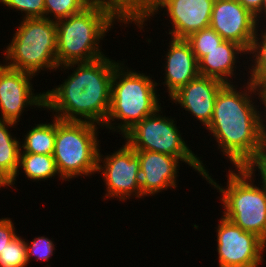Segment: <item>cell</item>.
<instances>
[{"mask_svg": "<svg viewBox=\"0 0 266 267\" xmlns=\"http://www.w3.org/2000/svg\"><path fill=\"white\" fill-rule=\"evenodd\" d=\"M237 89L233 84H225L219 90L211 122L206 127L233 168L245 167L266 142L265 91L248 80L246 90ZM252 93L259 95L264 105L263 116L251 99Z\"/></svg>", "mask_w": 266, "mask_h": 267, "instance_id": "obj_1", "label": "cell"}, {"mask_svg": "<svg viewBox=\"0 0 266 267\" xmlns=\"http://www.w3.org/2000/svg\"><path fill=\"white\" fill-rule=\"evenodd\" d=\"M120 63L103 56L59 66L57 69L61 70L78 67L61 85L43 92L44 110L54 111V117L60 120L86 121L104 127L111 104V82Z\"/></svg>", "mask_w": 266, "mask_h": 267, "instance_id": "obj_2", "label": "cell"}, {"mask_svg": "<svg viewBox=\"0 0 266 267\" xmlns=\"http://www.w3.org/2000/svg\"><path fill=\"white\" fill-rule=\"evenodd\" d=\"M156 86L158 84L152 77L129 70L121 62L114 70L110 110L104 126L114 132H121L123 137L146 116L155 113L161 108ZM115 119L121 122L114 123Z\"/></svg>", "mask_w": 266, "mask_h": 267, "instance_id": "obj_3", "label": "cell"}, {"mask_svg": "<svg viewBox=\"0 0 266 267\" xmlns=\"http://www.w3.org/2000/svg\"><path fill=\"white\" fill-rule=\"evenodd\" d=\"M117 19L107 10L91 3L80 13L56 21L58 66L89 62L105 56L99 42Z\"/></svg>", "mask_w": 266, "mask_h": 267, "instance_id": "obj_4", "label": "cell"}, {"mask_svg": "<svg viewBox=\"0 0 266 267\" xmlns=\"http://www.w3.org/2000/svg\"><path fill=\"white\" fill-rule=\"evenodd\" d=\"M232 170L229 169L226 175L227 188L216 183L209 171L205 174V180L222 195V216L243 231L256 234L266 243V188L253 184L255 177L245 167Z\"/></svg>", "mask_w": 266, "mask_h": 267, "instance_id": "obj_5", "label": "cell"}, {"mask_svg": "<svg viewBox=\"0 0 266 267\" xmlns=\"http://www.w3.org/2000/svg\"><path fill=\"white\" fill-rule=\"evenodd\" d=\"M4 52V64L9 68L33 76L44 69L57 70L56 22L44 17L22 19Z\"/></svg>", "mask_w": 266, "mask_h": 267, "instance_id": "obj_6", "label": "cell"}, {"mask_svg": "<svg viewBox=\"0 0 266 267\" xmlns=\"http://www.w3.org/2000/svg\"><path fill=\"white\" fill-rule=\"evenodd\" d=\"M97 129V124L91 122L56 118L53 157L65 181L97 172L100 152Z\"/></svg>", "mask_w": 266, "mask_h": 267, "instance_id": "obj_7", "label": "cell"}, {"mask_svg": "<svg viewBox=\"0 0 266 267\" xmlns=\"http://www.w3.org/2000/svg\"><path fill=\"white\" fill-rule=\"evenodd\" d=\"M162 107L130 129L123 138L135 151H152L179 158L204 178L208 171L203 161L187 146L172 117L160 115Z\"/></svg>", "mask_w": 266, "mask_h": 267, "instance_id": "obj_8", "label": "cell"}, {"mask_svg": "<svg viewBox=\"0 0 266 267\" xmlns=\"http://www.w3.org/2000/svg\"><path fill=\"white\" fill-rule=\"evenodd\" d=\"M99 152L97 173H102L106 186L105 198H119L125 201L132 196L142 198L140 187V160L126 142L122 147L111 155ZM102 157V158H101ZM101 163H103L101 165Z\"/></svg>", "mask_w": 266, "mask_h": 267, "instance_id": "obj_9", "label": "cell"}, {"mask_svg": "<svg viewBox=\"0 0 266 267\" xmlns=\"http://www.w3.org/2000/svg\"><path fill=\"white\" fill-rule=\"evenodd\" d=\"M217 230L219 267H259L266 243L221 216Z\"/></svg>", "mask_w": 266, "mask_h": 267, "instance_id": "obj_10", "label": "cell"}, {"mask_svg": "<svg viewBox=\"0 0 266 267\" xmlns=\"http://www.w3.org/2000/svg\"><path fill=\"white\" fill-rule=\"evenodd\" d=\"M29 73L0 64V120L18 123L26 107H44V93H33ZM24 110V111H23Z\"/></svg>", "mask_w": 266, "mask_h": 267, "instance_id": "obj_11", "label": "cell"}, {"mask_svg": "<svg viewBox=\"0 0 266 267\" xmlns=\"http://www.w3.org/2000/svg\"><path fill=\"white\" fill-rule=\"evenodd\" d=\"M209 26L247 52L259 30L255 16L237 0H215Z\"/></svg>", "mask_w": 266, "mask_h": 267, "instance_id": "obj_12", "label": "cell"}, {"mask_svg": "<svg viewBox=\"0 0 266 267\" xmlns=\"http://www.w3.org/2000/svg\"><path fill=\"white\" fill-rule=\"evenodd\" d=\"M215 0H155L151 16L165 8L166 15L172 21V38L186 39L194 32L209 27Z\"/></svg>", "mask_w": 266, "mask_h": 267, "instance_id": "obj_13", "label": "cell"}, {"mask_svg": "<svg viewBox=\"0 0 266 267\" xmlns=\"http://www.w3.org/2000/svg\"><path fill=\"white\" fill-rule=\"evenodd\" d=\"M140 160V187L142 197L155 195L162 190L176 188L179 158L152 151H135Z\"/></svg>", "mask_w": 266, "mask_h": 267, "instance_id": "obj_14", "label": "cell"}, {"mask_svg": "<svg viewBox=\"0 0 266 267\" xmlns=\"http://www.w3.org/2000/svg\"><path fill=\"white\" fill-rule=\"evenodd\" d=\"M224 85L217 79L199 75L181 87L170 99L207 127L211 122L216 96Z\"/></svg>", "mask_w": 266, "mask_h": 267, "instance_id": "obj_15", "label": "cell"}, {"mask_svg": "<svg viewBox=\"0 0 266 267\" xmlns=\"http://www.w3.org/2000/svg\"><path fill=\"white\" fill-rule=\"evenodd\" d=\"M170 40L168 52L165 54L167 61L164 65L166 67L163 82L167 87L166 92L169 93V97L200 75L198 61L190 44L185 39L171 37Z\"/></svg>", "mask_w": 266, "mask_h": 267, "instance_id": "obj_16", "label": "cell"}, {"mask_svg": "<svg viewBox=\"0 0 266 267\" xmlns=\"http://www.w3.org/2000/svg\"><path fill=\"white\" fill-rule=\"evenodd\" d=\"M246 54L247 51L239 44L232 41H223L208 54L198 61V71L201 76L217 79L224 84H232L231 77L236 78L234 69H237V55ZM243 53V54H242ZM237 54V55H236ZM230 78V80H229Z\"/></svg>", "mask_w": 266, "mask_h": 267, "instance_id": "obj_17", "label": "cell"}, {"mask_svg": "<svg viewBox=\"0 0 266 267\" xmlns=\"http://www.w3.org/2000/svg\"><path fill=\"white\" fill-rule=\"evenodd\" d=\"M92 3L107 9L116 19V22L136 24L140 32L153 10L155 0H92Z\"/></svg>", "mask_w": 266, "mask_h": 267, "instance_id": "obj_18", "label": "cell"}, {"mask_svg": "<svg viewBox=\"0 0 266 267\" xmlns=\"http://www.w3.org/2000/svg\"><path fill=\"white\" fill-rule=\"evenodd\" d=\"M20 168H22L28 180L45 181L48 180L49 178L55 177V175L57 174L59 178L64 180L59 175L53 155L20 153L18 171L16 175L10 180L11 187H13L12 185H14L15 181H17L16 178L20 174L19 173Z\"/></svg>", "mask_w": 266, "mask_h": 267, "instance_id": "obj_19", "label": "cell"}, {"mask_svg": "<svg viewBox=\"0 0 266 267\" xmlns=\"http://www.w3.org/2000/svg\"><path fill=\"white\" fill-rule=\"evenodd\" d=\"M18 125L14 122L0 120V170L11 180L17 173L21 153V144L12 137L9 127Z\"/></svg>", "mask_w": 266, "mask_h": 267, "instance_id": "obj_20", "label": "cell"}, {"mask_svg": "<svg viewBox=\"0 0 266 267\" xmlns=\"http://www.w3.org/2000/svg\"><path fill=\"white\" fill-rule=\"evenodd\" d=\"M51 123H40L27 131L21 144V153L53 155L56 136V117ZM24 150H23V149Z\"/></svg>", "mask_w": 266, "mask_h": 267, "instance_id": "obj_21", "label": "cell"}, {"mask_svg": "<svg viewBox=\"0 0 266 267\" xmlns=\"http://www.w3.org/2000/svg\"><path fill=\"white\" fill-rule=\"evenodd\" d=\"M263 30H261V35L256 34L247 53L248 55L252 54L254 60H250L253 64L251 65L252 67L250 66L252 69L248 71L250 73V79L248 78L247 80L260 89L266 90V29ZM257 36L261 37L259 38Z\"/></svg>", "mask_w": 266, "mask_h": 267, "instance_id": "obj_22", "label": "cell"}, {"mask_svg": "<svg viewBox=\"0 0 266 267\" xmlns=\"http://www.w3.org/2000/svg\"><path fill=\"white\" fill-rule=\"evenodd\" d=\"M44 2V18L56 22L80 13L92 3V0H44ZM51 16L54 18L52 19Z\"/></svg>", "mask_w": 266, "mask_h": 267, "instance_id": "obj_23", "label": "cell"}, {"mask_svg": "<svg viewBox=\"0 0 266 267\" xmlns=\"http://www.w3.org/2000/svg\"><path fill=\"white\" fill-rule=\"evenodd\" d=\"M185 40L190 44L197 61L224 41L210 26L192 33Z\"/></svg>", "mask_w": 266, "mask_h": 267, "instance_id": "obj_24", "label": "cell"}, {"mask_svg": "<svg viewBox=\"0 0 266 267\" xmlns=\"http://www.w3.org/2000/svg\"><path fill=\"white\" fill-rule=\"evenodd\" d=\"M26 239L20 236L13 238L6 244L5 249L0 253V267H27Z\"/></svg>", "mask_w": 266, "mask_h": 267, "instance_id": "obj_25", "label": "cell"}, {"mask_svg": "<svg viewBox=\"0 0 266 267\" xmlns=\"http://www.w3.org/2000/svg\"><path fill=\"white\" fill-rule=\"evenodd\" d=\"M0 3L10 7L11 10L24 12L23 19L44 17V0H0Z\"/></svg>", "mask_w": 266, "mask_h": 267, "instance_id": "obj_26", "label": "cell"}, {"mask_svg": "<svg viewBox=\"0 0 266 267\" xmlns=\"http://www.w3.org/2000/svg\"><path fill=\"white\" fill-rule=\"evenodd\" d=\"M53 242L48 237L43 236L34 238L30 243L26 242L28 264L32 258L48 261L54 255L55 245Z\"/></svg>", "mask_w": 266, "mask_h": 267, "instance_id": "obj_27", "label": "cell"}, {"mask_svg": "<svg viewBox=\"0 0 266 267\" xmlns=\"http://www.w3.org/2000/svg\"><path fill=\"white\" fill-rule=\"evenodd\" d=\"M245 168L255 176L256 169L261 175L262 185L266 188V142L255 157L245 166Z\"/></svg>", "mask_w": 266, "mask_h": 267, "instance_id": "obj_28", "label": "cell"}, {"mask_svg": "<svg viewBox=\"0 0 266 267\" xmlns=\"http://www.w3.org/2000/svg\"><path fill=\"white\" fill-rule=\"evenodd\" d=\"M15 229L14 223L10 218L0 219V253L5 249L6 244L10 243L18 235Z\"/></svg>", "mask_w": 266, "mask_h": 267, "instance_id": "obj_29", "label": "cell"}, {"mask_svg": "<svg viewBox=\"0 0 266 267\" xmlns=\"http://www.w3.org/2000/svg\"><path fill=\"white\" fill-rule=\"evenodd\" d=\"M254 16L261 10L263 0H237Z\"/></svg>", "mask_w": 266, "mask_h": 267, "instance_id": "obj_30", "label": "cell"}, {"mask_svg": "<svg viewBox=\"0 0 266 267\" xmlns=\"http://www.w3.org/2000/svg\"><path fill=\"white\" fill-rule=\"evenodd\" d=\"M263 14V16H262ZM265 14V15H264ZM266 17V0H263L261 10L255 15L257 24L259 25L260 17Z\"/></svg>", "mask_w": 266, "mask_h": 267, "instance_id": "obj_31", "label": "cell"}, {"mask_svg": "<svg viewBox=\"0 0 266 267\" xmlns=\"http://www.w3.org/2000/svg\"><path fill=\"white\" fill-rule=\"evenodd\" d=\"M10 187V179L0 170V187Z\"/></svg>", "mask_w": 266, "mask_h": 267, "instance_id": "obj_32", "label": "cell"}]
</instances>
